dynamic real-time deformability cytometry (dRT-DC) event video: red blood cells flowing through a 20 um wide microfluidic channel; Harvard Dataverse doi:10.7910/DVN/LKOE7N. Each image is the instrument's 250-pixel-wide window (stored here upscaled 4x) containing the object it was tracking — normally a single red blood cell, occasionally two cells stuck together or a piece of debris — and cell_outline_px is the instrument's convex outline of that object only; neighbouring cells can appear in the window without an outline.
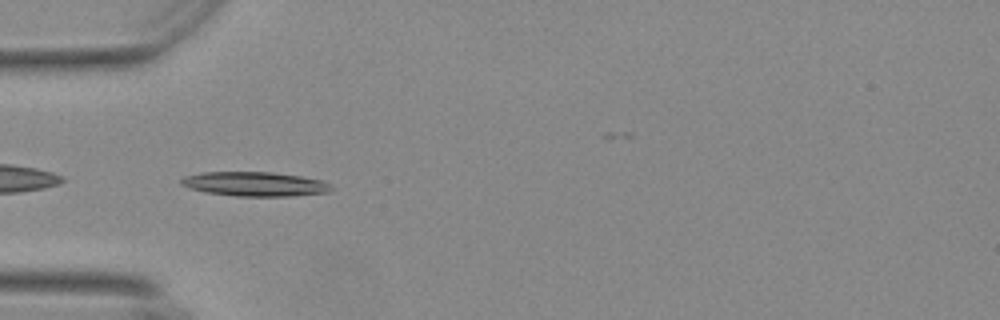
{"species": "Egyptian fruit bat (a non-hibernating species)", "species_latin": "Rousettus aegyptiacus", "temperature_condition": "warm", "stored_images_in_passage": 32, "camera_frame_rate_fps": 3000, "um_per_image_px": 0.085, "animal": {"sex": "female"}, "frame": {"image": 1, "passage_image": 1, "time_ms": 0.0, "image_size_px": [1000, 320], "cell_outline_px": [[332, 188], [328, 192], [288, 196], [236, 196], [204, 192], [180, 184], [180, 180], [184, 176], [204, 172], [272, 172], [300, 176], [320, 180], [332, 184]], "centroid_in_image_um": [21.65, 15.64], "position_along_channel_um": 63.3, "area_um2": 21.15}}
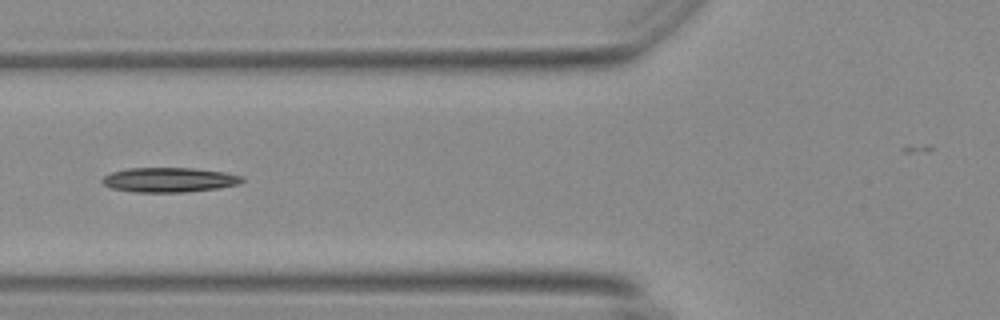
{"frame": {"image": 2, "passage_image": 5, "time_ms": 1.333, "image_size_px": [1000, 320], "cell_outline_px": [[244, 180], [240, 184], [216, 188], [184, 192], [136, 192], [112, 188], [104, 184], [100, 180], [104, 176], [112, 172], [128, 168], [192, 168], [224, 172], [240, 176]], "centroid_in_image_um": [14.36, 15.28], "position_along_channel_um": 111.4, "area_um2": 19.88}}